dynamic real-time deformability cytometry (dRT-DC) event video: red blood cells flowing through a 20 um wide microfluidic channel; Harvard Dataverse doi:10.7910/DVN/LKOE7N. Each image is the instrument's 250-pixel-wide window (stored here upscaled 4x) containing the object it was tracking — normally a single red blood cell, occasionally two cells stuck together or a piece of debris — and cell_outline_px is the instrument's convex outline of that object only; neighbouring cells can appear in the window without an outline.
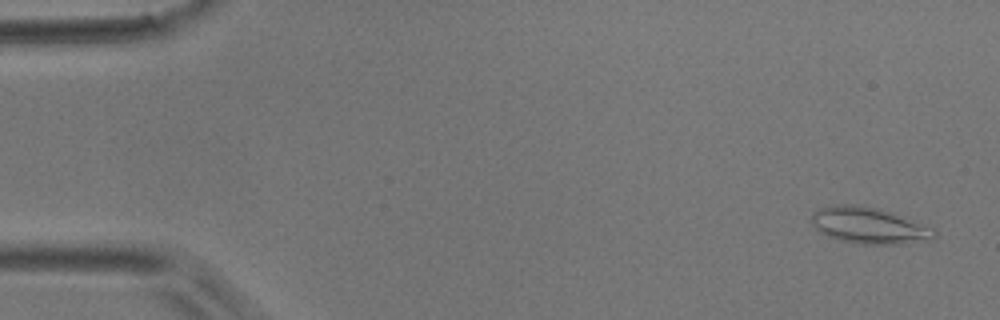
{"species": "common noctule bat (a hibernating species)", "species_latin": "Nyctalus noctula", "temperature_condition": "room temperature", "stored_images_in_passage": 51, "camera_frame_rate_fps": 3000, "um_per_image_px": 0.085, "animal": {"sex": "male", "body_mass_g": 17.9}, "frame": {"image": 1, "passage_image": 2, "time_ms": 0.333, "image_size_px": [1000, 320], "cell_outline_px": [[936, 236], [928, 240], [904, 244], [860, 244], [840, 240], [828, 236], [820, 232], [816, 228], [812, 220], [812, 212], [820, 208], [836, 204], [856, 204], [880, 208], [892, 212], [936, 228]], "centroid_in_image_um": [73.91, 19.16], "position_along_channel_um": 11.1, "area_um2": 26.24}}
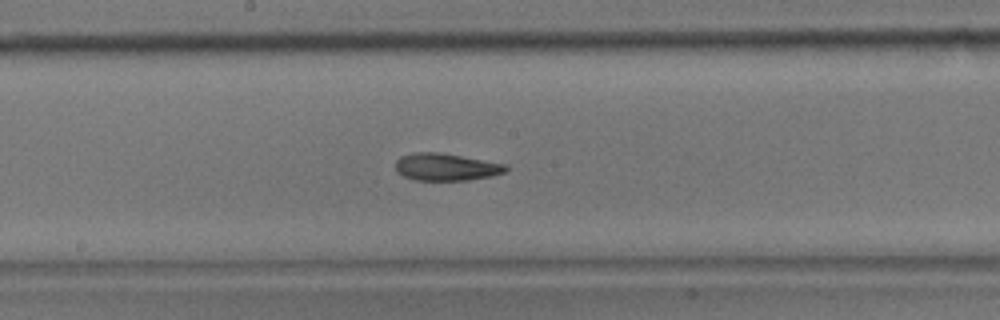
{"frame": {"image": 2, "passage_image": 27, "time_ms": 8.667, "image_size_px": [1000, 320], "cell_outline_px": [[508, 168], [504, 172], [492, 176], [468, 180], [416, 180], [404, 176], [396, 172], [396, 160], [400, 156], [416, 152], [440, 152], [508, 164]], "centroid_in_image_um": [37.92, 14.19], "position_along_channel_um": 210.3, "area_um2": 17.63}}
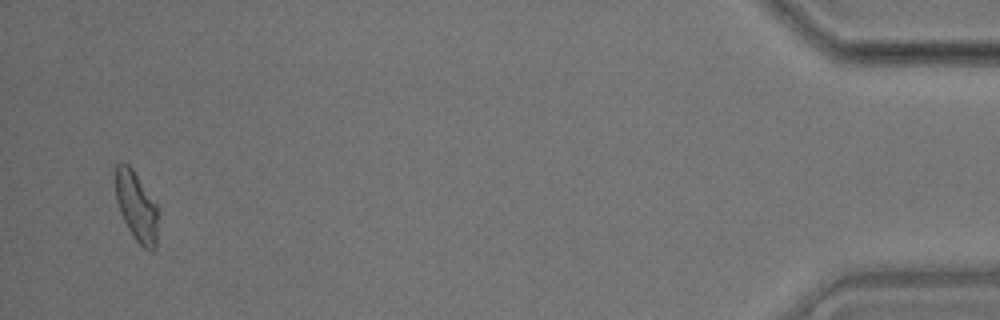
{"frame": {"image": 3, "passage_image": 50, "time_ms": 16.333, "image_size_px": [1000, 320], "cell_outline_px": [[156, 248], [152, 252], [148, 252], [136, 240], [128, 228], [120, 212], [116, 200], [116, 164], [120, 160], [128, 164], [132, 168], [156, 204]], "centroid_in_image_um": [11.58, 17.54], "position_along_channel_um": 423.6, "area_um2": 16.94}, "authors_computed_cell_mechanics": {"area_um2": 18.3226, "velocity_mm_per_s": 3.8468, "shape_relaxation_time_tau1_ms": 6.4716, "shape_relaxation_time_tau2_ms": 3.4865, "deformation_change_tau1": 0.1623, "deformation_change_tau2": 0.1079}}